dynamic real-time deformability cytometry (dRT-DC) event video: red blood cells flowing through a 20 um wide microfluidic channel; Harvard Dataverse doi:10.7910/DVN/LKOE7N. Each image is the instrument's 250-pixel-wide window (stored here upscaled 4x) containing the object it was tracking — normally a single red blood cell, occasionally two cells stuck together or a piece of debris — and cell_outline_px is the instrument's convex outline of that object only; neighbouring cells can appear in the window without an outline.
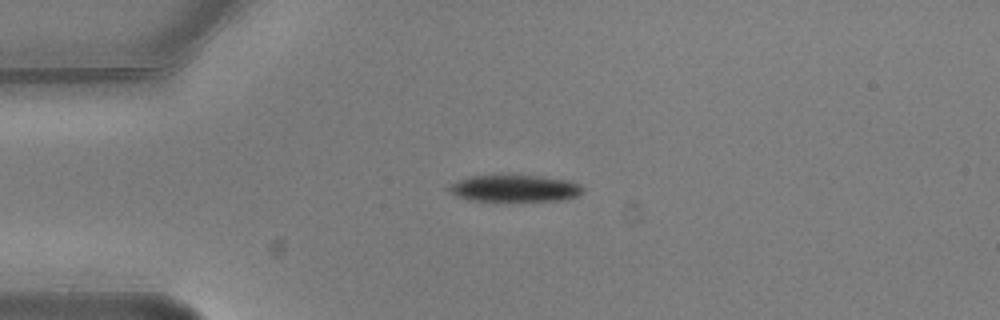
{"species": "common noctule bat (a hibernating species)", "species_latin": "Nyctalus noctula", "temperature_condition": "warm", "stored_images_in_passage": 8, "camera_frame_rate_fps": 3000, "um_per_image_px": 0.085, "animal": {"sex": "male", "body_mass_g": 20.5, "forearm_length_mm": 52.5}, "frame": {"image": 1, "passage_image": 1, "time_ms": 0.0, "image_size_px": [1000, 320], "cell_outline_px": [[584, 188], [576, 196], [560, 200], [468, 200], [456, 196], [448, 188], [448, 184], [468, 176], [540, 176], [568, 180], [580, 184]], "centroid_in_image_um": [43.72, 16.0], "position_along_channel_um": 41.3, "area_um2": 20.46}}
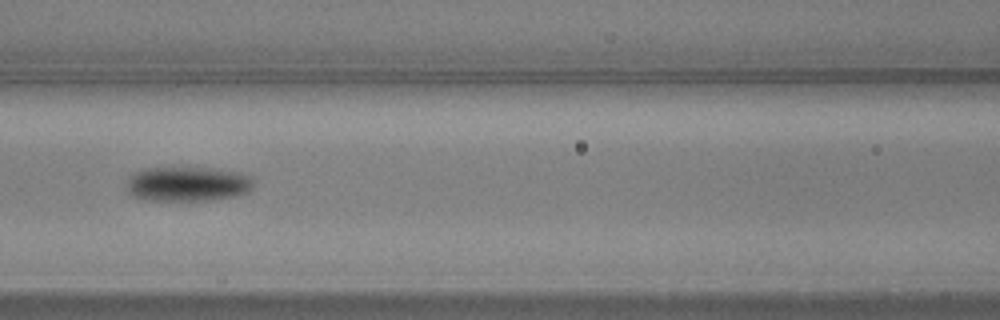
{"frame": {"image": 2, "passage_image": 4, "time_ms": 1.0, "image_size_px": [1000, 320], "cell_outline_px": [[252, 188], [248, 192], [240, 196], [208, 200], [144, 200], [132, 196], [128, 192], [128, 180], [136, 172], [148, 168], [212, 168], [236, 172], [252, 176]], "centroid_in_image_um": [15.98, 15.65], "position_along_channel_um": 150.6, "area_um2": 25.55}}
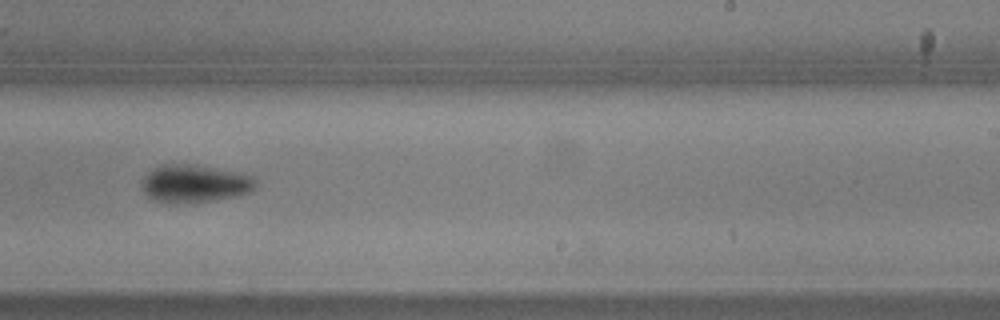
{"frame": {"image": 3, "passage_image": 7, "time_ms": 2.0, "image_size_px": [1000, 320], "cell_outline_px": [[256, 188], [240, 196], [216, 200], [176, 204], [164, 204], [152, 200], [144, 192], [140, 184], [144, 176], [148, 172], [160, 164], [192, 164], [240, 172], [252, 176], [256, 180]], "centroid_in_image_um": [16.52, 15.62], "position_along_channel_um": 272.5, "area_um2": 25.66}}